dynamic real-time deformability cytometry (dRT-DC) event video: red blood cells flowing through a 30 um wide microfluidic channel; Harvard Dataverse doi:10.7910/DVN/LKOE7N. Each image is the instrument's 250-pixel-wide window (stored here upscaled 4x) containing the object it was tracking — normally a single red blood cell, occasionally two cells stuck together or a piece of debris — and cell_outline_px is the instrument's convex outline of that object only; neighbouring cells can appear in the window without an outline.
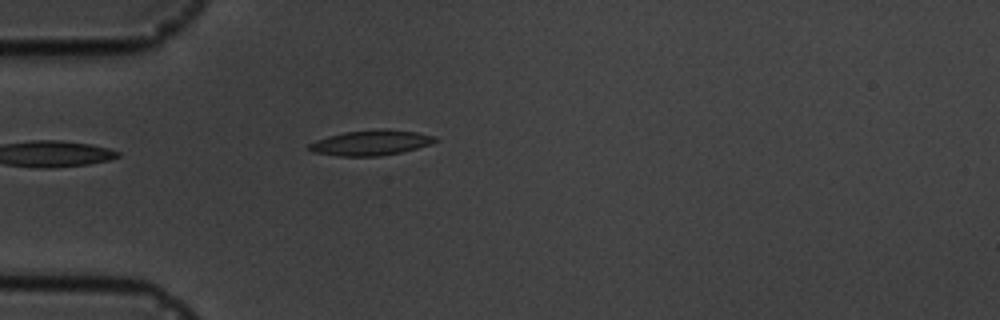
{"species": "common noctule bat (a hibernating species)", "species_latin": "Nyctalus noctula", "temperature_condition": "cold", "stored_images_in_passage": 3, "camera_frame_rate_fps": 3000, "um_per_image_px": 0.085, "animal": {"sex": "male", "body_mass_g": 19.5, "forearm_length_mm": 54.6}, "frame": {"image": 1, "passage_image": 3, "time_ms": 3.333, "image_size_px": [1000, 320], "cell_outline_px": [[440, 140], [416, 148], [400, 152], [380, 156], [336, 156], [312, 152], [308, 148], [308, 144], [316, 140], [328, 136], [344, 132], [384, 128], [388, 128], [416, 132], [436, 136]], "centroid_in_image_um": [31.51, 12.12], "position_along_channel_um": 53.5, "area_um2": 18.61}}